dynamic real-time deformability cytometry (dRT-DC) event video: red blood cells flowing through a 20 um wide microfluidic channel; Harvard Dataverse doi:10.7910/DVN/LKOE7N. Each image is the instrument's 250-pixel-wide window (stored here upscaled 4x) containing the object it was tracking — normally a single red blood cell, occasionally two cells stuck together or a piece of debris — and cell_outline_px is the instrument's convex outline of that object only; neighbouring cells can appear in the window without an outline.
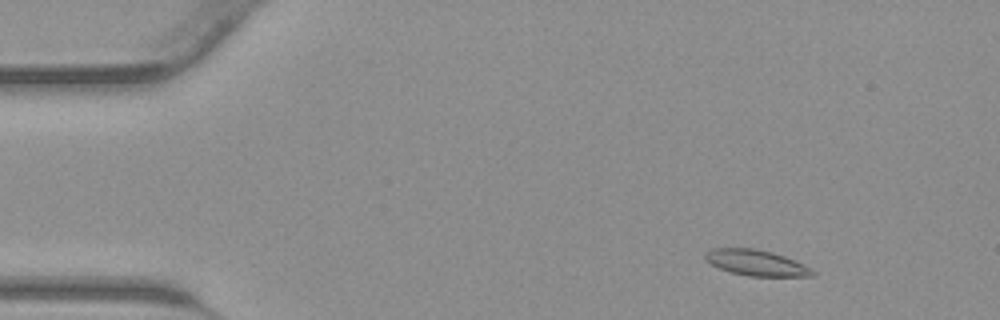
{"species": "common noctule bat (a hibernating species)", "species_latin": "Nyctalus noctula", "temperature_condition": "warm", "stored_images_in_passage": 43, "camera_frame_rate_fps": 3000, "um_per_image_px": 0.085, "animal": {"sex": "male", "body_mass_g": 23.1, "forearm_length_mm": 52.7}, "frame": {"image": 1, "passage_image": 5, "time_ms": 1.333, "image_size_px": [1000, 320], "cell_outline_px": [[816, 272], [812, 276], [748, 276], [732, 272], [720, 268], [704, 260], [704, 252], [712, 248], [756, 248], [772, 252], [784, 256], [812, 268]], "centroid_in_image_um": [64.26, 22.33], "position_along_channel_um": 20.7, "area_um2": 16.13}}
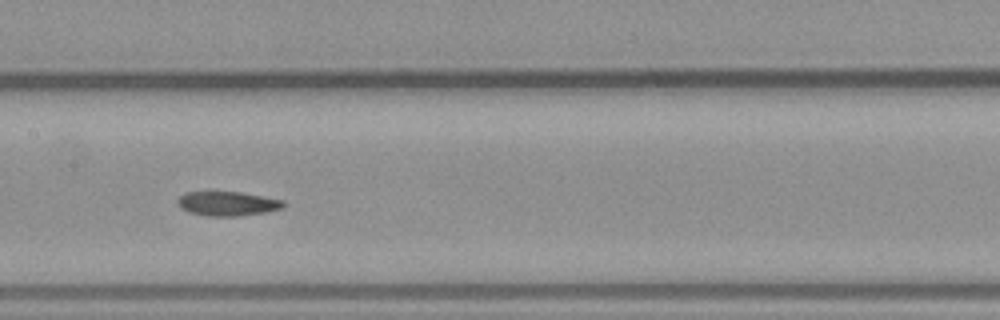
{"frame": {"image": 2, "passage_image": 21, "time_ms": 6.667, "image_size_px": [1000, 320], "cell_outline_px": [[284, 208], [268, 212], [240, 216], [208, 216], [188, 212], [180, 208], [176, 200], [184, 192], [240, 192], [284, 200]], "centroid_in_image_um": [19.34, 17.31], "position_along_channel_um": 188.1, "area_um2": 15.14}}
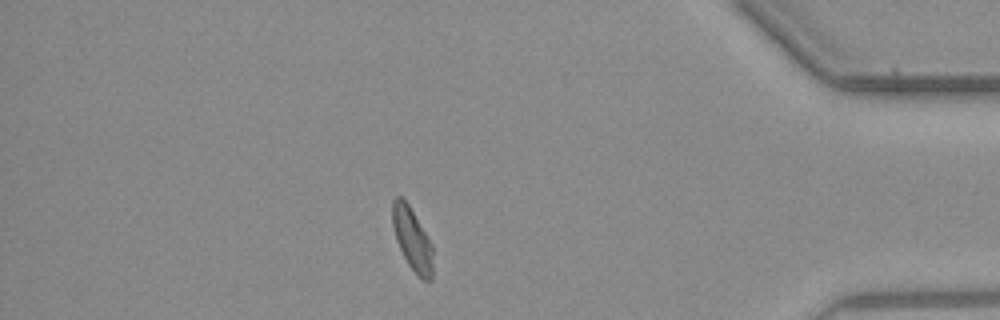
{"frame": {"image": 3, "passage_image": 37, "time_ms": 12.0, "image_size_px": [1000, 320], "cell_outline_px": [[432, 280], [424, 280], [408, 264], [396, 240], [392, 224], [392, 200], [396, 196], [404, 196], [432, 244]], "centroid_in_image_um": [35.02, 20.25], "position_along_channel_um": 400.2, "area_um2": 14.62}}